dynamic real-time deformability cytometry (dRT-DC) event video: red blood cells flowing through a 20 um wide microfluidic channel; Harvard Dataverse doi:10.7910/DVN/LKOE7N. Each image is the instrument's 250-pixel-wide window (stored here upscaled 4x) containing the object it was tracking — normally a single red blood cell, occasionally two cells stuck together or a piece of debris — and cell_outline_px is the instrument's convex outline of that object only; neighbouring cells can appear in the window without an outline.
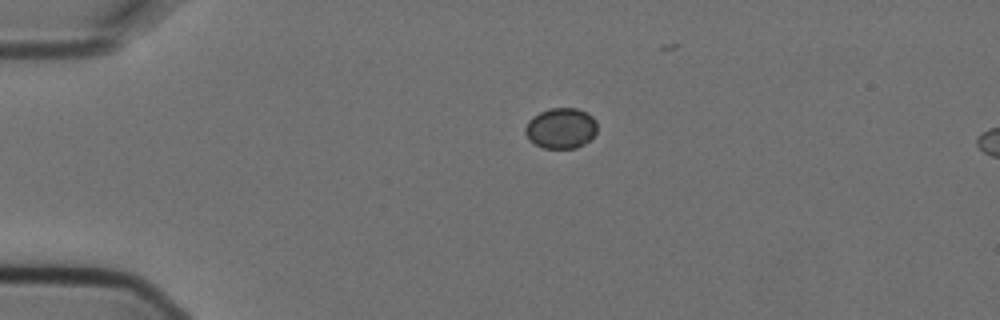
{"species": "Egyptian fruit bat (a non-hibernating species)", "species_latin": "Rousettus aegyptiacus", "temperature_condition": "cold", "stored_images_in_passage": 3, "camera_frame_rate_fps": 3000, "um_per_image_px": 0.085, "animal": {"sex": "female"}, "frame": {"image": 1, "passage_image": 1, "time_ms": 0.0, "image_size_px": [1000, 320], "cell_outline_px": [[596, 132], [584, 144], [576, 148], [544, 148], [528, 140], [524, 132], [524, 128], [528, 120], [532, 116], [540, 112], [552, 108], [576, 108], [592, 116], [596, 120]], "centroid_in_image_um": [47.64, 10.9], "position_along_channel_um": 37.4, "area_um2": 16.99}}